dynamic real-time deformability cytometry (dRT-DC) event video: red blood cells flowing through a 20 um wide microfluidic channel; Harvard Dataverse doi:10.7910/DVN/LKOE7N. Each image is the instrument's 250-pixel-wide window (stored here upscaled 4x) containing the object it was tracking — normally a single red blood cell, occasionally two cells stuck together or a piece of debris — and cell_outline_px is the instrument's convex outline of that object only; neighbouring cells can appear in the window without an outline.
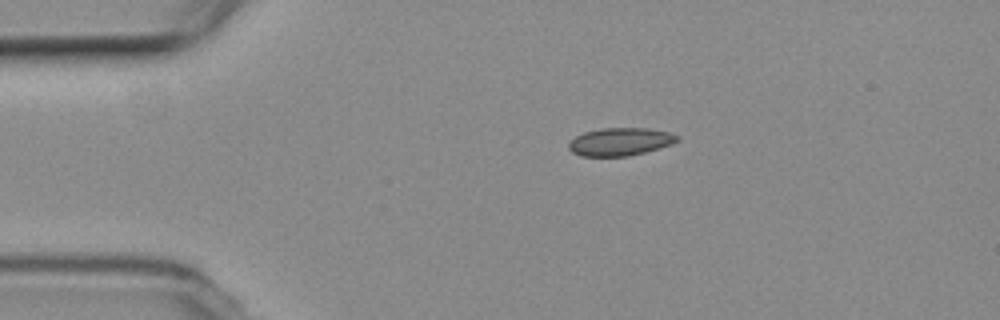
{"species": "common noctule bat (a hibernating species)", "species_latin": "Nyctalus noctula", "temperature_condition": "room temperature", "stored_images_in_passage": 6, "camera_frame_rate_fps": 3000, "um_per_image_px": 0.085, "animal": {"sex": "female", "body_mass_g": 19.3, "forearm_length_mm": 54.1}, "frame": {"image": 1, "passage_image": 1, "time_ms": 0.0, "image_size_px": [1000, 320], "cell_outline_px": [[680, 140], [672, 144], [660, 148], [628, 156], [580, 156], [572, 152], [568, 148], [568, 144], [576, 136], [584, 132], [600, 128], [648, 128], [668, 132], [680, 136]], "centroid_in_image_um": [52.73, 12.04], "position_along_channel_um": 32.3, "area_um2": 17.69}}
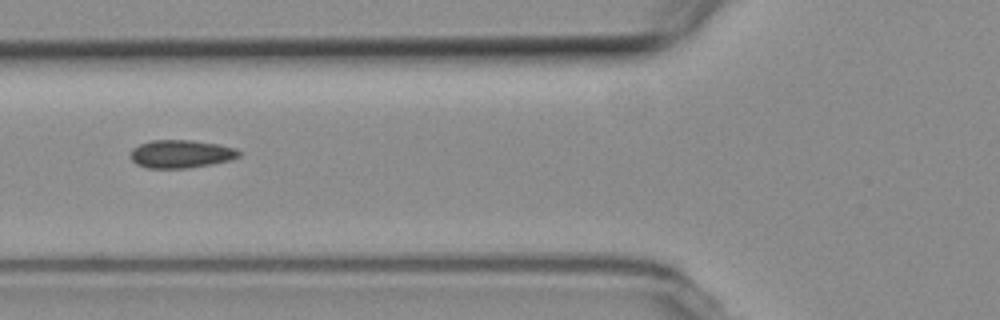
{"frame": {"image": 2, "passage_image": 4, "time_ms": 3.333, "image_size_px": [1000, 320], "cell_outline_px": [[240, 156], [228, 160], [212, 164], [188, 168], [148, 168], [136, 164], [132, 160], [132, 148], [140, 144], [152, 140], [192, 140], [216, 144], [236, 148], [240, 152]], "centroid_in_image_um": [15.38, 13.08], "position_along_channel_um": 110.4, "area_um2": 17.57}}
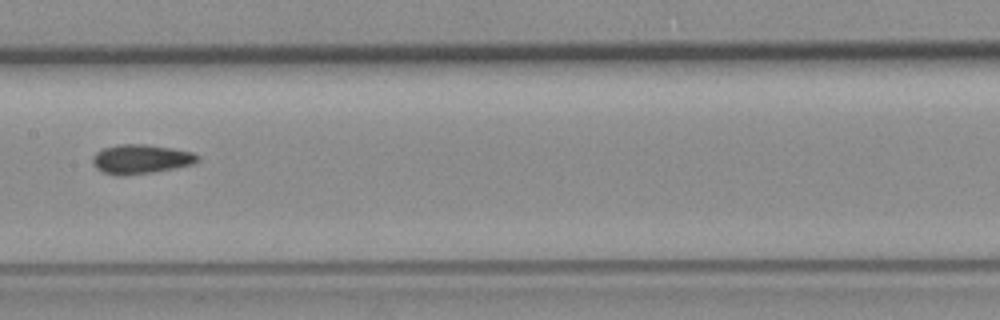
{"frame": {"image": 3, "passage_image": 6, "time_ms": 5.667, "image_size_px": [1000, 320], "cell_outline_px": [[200, 160], [192, 164], [176, 168], [152, 172], [124, 176], [116, 176], [104, 172], [96, 168], [92, 164], [92, 156], [96, 152], [104, 148], [116, 144], [144, 144], [172, 148], [192, 152], [200, 156]], "centroid_in_image_um": [11.96, 13.53], "position_along_channel_um": 195.4, "area_um2": 18.09}}